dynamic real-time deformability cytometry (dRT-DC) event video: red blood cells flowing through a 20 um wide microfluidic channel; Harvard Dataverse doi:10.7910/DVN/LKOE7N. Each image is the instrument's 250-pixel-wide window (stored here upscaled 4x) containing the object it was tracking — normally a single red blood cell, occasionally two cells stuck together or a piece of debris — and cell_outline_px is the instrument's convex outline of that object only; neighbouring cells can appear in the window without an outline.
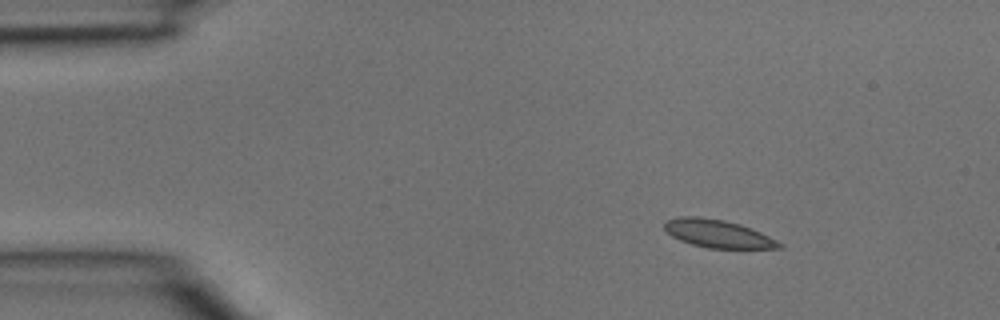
{"species": "common noctule bat (a hibernating species)", "species_latin": "Nyctalus noctula", "temperature_condition": "room temperature", "stored_images_in_passage": 3, "camera_frame_rate_fps": 3000, "um_per_image_px": 0.085, "animal": {"sex": "male", "body_mass_g": 15.6}, "frame": {"image": 1, "passage_image": 1, "time_ms": 0.0, "image_size_px": [1000, 320], "cell_outline_px": [[784, 248], [708, 248], [692, 244], [680, 240], [672, 236], [664, 228], [664, 224], [668, 220], [680, 216], [696, 216], [724, 220], [740, 224], [760, 232], [784, 244]], "centroid_in_image_um": [61.03, 19.86], "position_along_channel_um": 24.0, "area_um2": 18.5}}
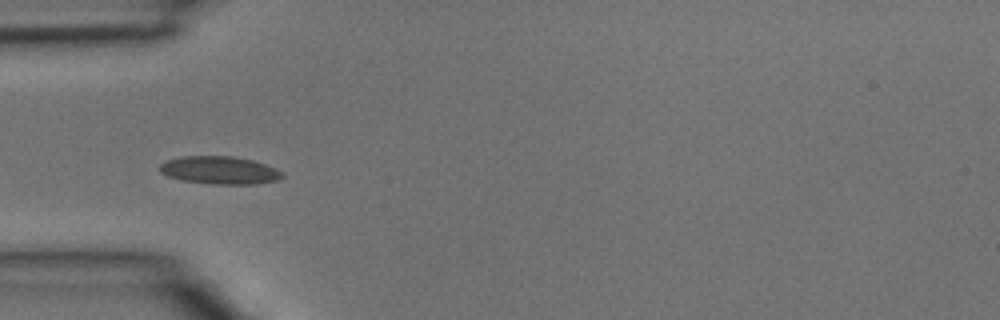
{"frame": {"image": 2, "passage_image": 3, "time_ms": 0.667, "image_size_px": [1000, 320], "cell_outline_px": [[284, 176], [276, 180], [256, 184], [212, 184], [184, 180], [168, 176], [160, 172], [160, 164], [168, 160], [184, 156], [232, 156], [252, 160], [276, 168], [284, 172]], "centroid_in_image_um": [18.7, 14.47], "position_along_channel_um": 66.3, "area_um2": 19.71}}